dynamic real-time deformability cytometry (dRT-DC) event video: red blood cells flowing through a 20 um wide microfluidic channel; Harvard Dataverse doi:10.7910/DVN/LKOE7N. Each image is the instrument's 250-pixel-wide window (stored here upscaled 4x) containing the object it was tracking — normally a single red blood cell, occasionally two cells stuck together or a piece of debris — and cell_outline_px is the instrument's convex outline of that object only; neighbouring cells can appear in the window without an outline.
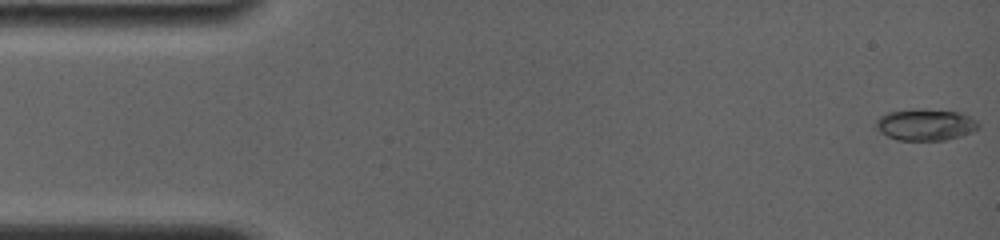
{"species": "common noctule bat (a hibernating species)", "species_latin": "Nyctalus noctula", "temperature_condition": "room temperature", "stored_images_in_passage": 43, "camera_frame_rate_fps": 4000, "um_per_image_px": 0.085, "animal": {"sex": "female", "body_mass_g": 19.0, "forearm_length_mm": 56.7}, "frame": {"image": 1, "passage_image": 1, "time_ms": 0.0, "image_size_px": [1000, 240], "cell_outline_px": [[980, 128], [972, 132], [960, 136], [944, 140], [896, 140], [880, 132], [876, 128], [876, 120], [880, 116], [888, 112], [912, 108], [960, 112], [976, 120], [980, 124]], "centroid_in_image_um": [78.66, 10.59], "position_along_channel_um": 6.3, "area_um2": 18.96}}
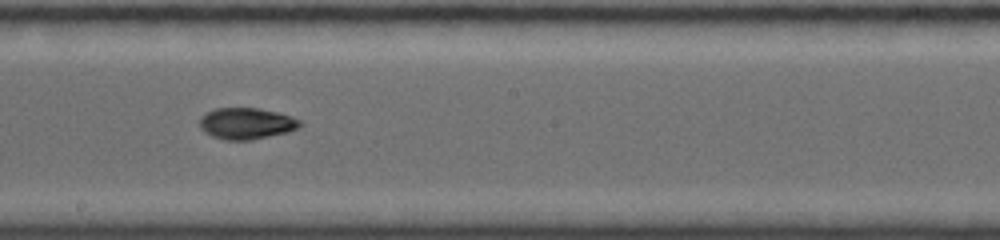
{"frame": {"image": 2, "passage_image": 24, "time_ms": 9.0, "image_size_px": [1000, 240], "cell_outline_px": [[300, 128], [288, 132], [252, 140], [224, 140], [212, 136], [204, 132], [200, 128], [200, 116], [216, 108], [260, 108], [292, 116], [300, 120]], "centroid_in_image_um": [20.95, 10.5], "position_along_channel_um": 227.3, "area_um2": 18.44}}
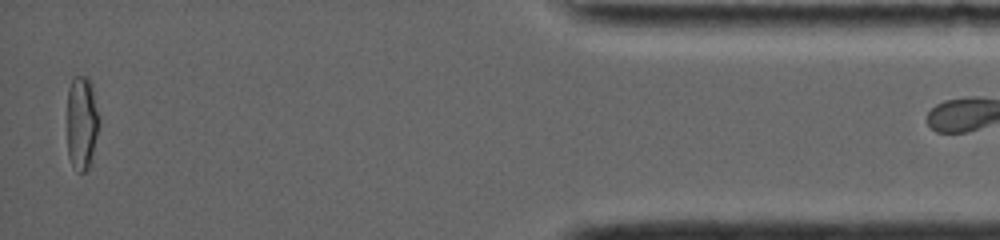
{"frame": {"image": 3, "passage_image": 42, "time_ms": 15.75, "image_size_px": [1000, 240], "cell_outline_px": [[100, 124], [92, 164], [84, 172], [76, 172], [68, 156], [68, 88], [72, 80], [76, 76], [88, 76], [92, 84], [100, 116]], "centroid_in_image_um": [7.0, 10.47], "position_along_channel_um": 428.2, "area_um2": 18.09}}